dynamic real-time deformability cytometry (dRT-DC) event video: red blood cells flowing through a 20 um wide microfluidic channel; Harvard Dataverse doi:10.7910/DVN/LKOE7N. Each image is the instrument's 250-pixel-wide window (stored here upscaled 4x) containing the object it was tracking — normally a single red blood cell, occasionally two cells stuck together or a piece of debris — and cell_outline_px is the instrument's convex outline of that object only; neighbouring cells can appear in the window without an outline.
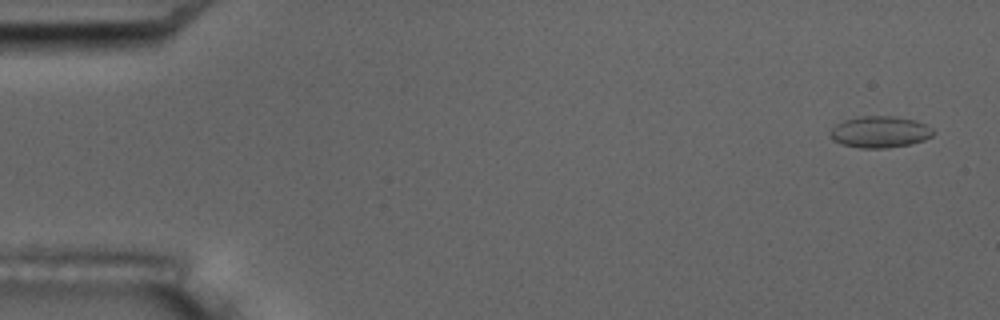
{"species": "common noctule bat (a hibernating species)", "species_latin": "Nyctalus noctula", "temperature_condition": "room temperature", "stored_images_in_passage": 5, "camera_frame_rate_fps": 3000, "um_per_image_px": 0.085, "animal": {"sex": "male", "body_mass_g": 17.5, "forearm_length_mm": 52.3}, "frame": {"image": 1, "passage_image": 1, "time_ms": 0.0, "image_size_px": [1000, 320], "cell_outline_px": [[936, 132], [932, 136], [924, 140], [912, 144], [888, 148], [860, 148], [840, 144], [832, 136], [832, 128], [836, 124], [844, 120], [856, 116], [896, 116], [916, 120], [932, 128]], "centroid_in_image_um": [74.84, 11.21], "position_along_channel_um": 10.2, "area_um2": 19.02}}